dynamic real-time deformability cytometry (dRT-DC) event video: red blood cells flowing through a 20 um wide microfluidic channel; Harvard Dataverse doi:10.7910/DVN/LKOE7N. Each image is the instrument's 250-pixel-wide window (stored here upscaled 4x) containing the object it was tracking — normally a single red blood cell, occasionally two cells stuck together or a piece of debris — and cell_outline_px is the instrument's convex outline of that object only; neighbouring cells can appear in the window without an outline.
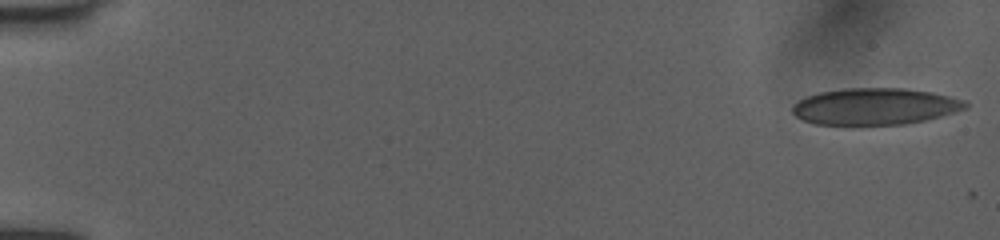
{"species": "human", "species_latin": "Homo sapiens", "temperature_condition": "room temperature", "stored_images_in_passage": 9, "camera_frame_rate_fps": 3000, "um_per_image_px": 0.085, "donor": {"sex": "female"}, "frame": {"image": 1, "passage_image": 1, "time_ms": 0.0, "image_size_px": [1000, 240], "cell_outline_px": [[968, 108], [956, 112], [928, 120], [904, 124], [816, 124], [804, 120], [796, 116], [792, 112], [792, 108], [800, 100], [808, 96], [820, 92], [844, 88], [904, 88], [932, 92], [968, 100]], "centroid_in_image_um": [74.46, 9.04], "position_along_channel_um": 10.5, "area_um2": 36.93}}